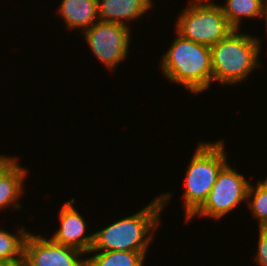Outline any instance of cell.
<instances>
[{
  "label": "cell",
  "mask_w": 267,
  "mask_h": 266,
  "mask_svg": "<svg viewBox=\"0 0 267 266\" xmlns=\"http://www.w3.org/2000/svg\"><path fill=\"white\" fill-rule=\"evenodd\" d=\"M254 260L257 266H267V228H258Z\"/></svg>",
  "instance_id": "obj_17"
},
{
  "label": "cell",
  "mask_w": 267,
  "mask_h": 266,
  "mask_svg": "<svg viewBox=\"0 0 267 266\" xmlns=\"http://www.w3.org/2000/svg\"><path fill=\"white\" fill-rule=\"evenodd\" d=\"M147 257L132 251H89L85 266H145Z\"/></svg>",
  "instance_id": "obj_14"
},
{
  "label": "cell",
  "mask_w": 267,
  "mask_h": 266,
  "mask_svg": "<svg viewBox=\"0 0 267 266\" xmlns=\"http://www.w3.org/2000/svg\"><path fill=\"white\" fill-rule=\"evenodd\" d=\"M55 13L66 30H79L81 34L99 21L97 0H61Z\"/></svg>",
  "instance_id": "obj_12"
},
{
  "label": "cell",
  "mask_w": 267,
  "mask_h": 266,
  "mask_svg": "<svg viewBox=\"0 0 267 266\" xmlns=\"http://www.w3.org/2000/svg\"><path fill=\"white\" fill-rule=\"evenodd\" d=\"M186 4L177 13L174 27L183 38L211 47L233 30L217 1L188 0Z\"/></svg>",
  "instance_id": "obj_5"
},
{
  "label": "cell",
  "mask_w": 267,
  "mask_h": 266,
  "mask_svg": "<svg viewBox=\"0 0 267 266\" xmlns=\"http://www.w3.org/2000/svg\"><path fill=\"white\" fill-rule=\"evenodd\" d=\"M263 25H265L264 26V28L263 29H265V35H266V37H267V10H266V21H265V24H263ZM267 39V38H266ZM267 54V53H266Z\"/></svg>",
  "instance_id": "obj_20"
},
{
  "label": "cell",
  "mask_w": 267,
  "mask_h": 266,
  "mask_svg": "<svg viewBox=\"0 0 267 266\" xmlns=\"http://www.w3.org/2000/svg\"><path fill=\"white\" fill-rule=\"evenodd\" d=\"M26 225L15 229V233L0 226V261L23 260L24 243L30 232Z\"/></svg>",
  "instance_id": "obj_15"
},
{
  "label": "cell",
  "mask_w": 267,
  "mask_h": 266,
  "mask_svg": "<svg viewBox=\"0 0 267 266\" xmlns=\"http://www.w3.org/2000/svg\"><path fill=\"white\" fill-rule=\"evenodd\" d=\"M20 157L0 154V214L9 208L22 211L23 205L20 201L25 195V184L30 171L21 165Z\"/></svg>",
  "instance_id": "obj_10"
},
{
  "label": "cell",
  "mask_w": 267,
  "mask_h": 266,
  "mask_svg": "<svg viewBox=\"0 0 267 266\" xmlns=\"http://www.w3.org/2000/svg\"><path fill=\"white\" fill-rule=\"evenodd\" d=\"M251 34L233 29L210 47L214 83L221 87L241 85L263 66L260 56L264 51L263 38Z\"/></svg>",
  "instance_id": "obj_3"
},
{
  "label": "cell",
  "mask_w": 267,
  "mask_h": 266,
  "mask_svg": "<svg viewBox=\"0 0 267 266\" xmlns=\"http://www.w3.org/2000/svg\"><path fill=\"white\" fill-rule=\"evenodd\" d=\"M237 170L229 162L221 169L207 200L186 223L192 222L196 217L200 220L212 218L219 223V220L225 219L227 215L229 217L231 212L246 203L251 181Z\"/></svg>",
  "instance_id": "obj_6"
},
{
  "label": "cell",
  "mask_w": 267,
  "mask_h": 266,
  "mask_svg": "<svg viewBox=\"0 0 267 266\" xmlns=\"http://www.w3.org/2000/svg\"><path fill=\"white\" fill-rule=\"evenodd\" d=\"M256 183V184H255ZM251 182L247 195V208L257 228H267V189L258 181Z\"/></svg>",
  "instance_id": "obj_16"
},
{
  "label": "cell",
  "mask_w": 267,
  "mask_h": 266,
  "mask_svg": "<svg viewBox=\"0 0 267 266\" xmlns=\"http://www.w3.org/2000/svg\"><path fill=\"white\" fill-rule=\"evenodd\" d=\"M132 28L118 23L97 21L81 35L88 51L108 72L117 71V66L129 59Z\"/></svg>",
  "instance_id": "obj_7"
},
{
  "label": "cell",
  "mask_w": 267,
  "mask_h": 266,
  "mask_svg": "<svg viewBox=\"0 0 267 266\" xmlns=\"http://www.w3.org/2000/svg\"><path fill=\"white\" fill-rule=\"evenodd\" d=\"M257 181L267 189V177H264L263 179L261 178L259 180L257 179Z\"/></svg>",
  "instance_id": "obj_19"
},
{
  "label": "cell",
  "mask_w": 267,
  "mask_h": 266,
  "mask_svg": "<svg viewBox=\"0 0 267 266\" xmlns=\"http://www.w3.org/2000/svg\"><path fill=\"white\" fill-rule=\"evenodd\" d=\"M75 198L65 201L59 209L58 219L59 226L49 235L55 243L75 248L85 255L92 250L94 243V233L87 232L88 220L80 214ZM89 233V234H88Z\"/></svg>",
  "instance_id": "obj_9"
},
{
  "label": "cell",
  "mask_w": 267,
  "mask_h": 266,
  "mask_svg": "<svg viewBox=\"0 0 267 266\" xmlns=\"http://www.w3.org/2000/svg\"><path fill=\"white\" fill-rule=\"evenodd\" d=\"M172 194L171 191L159 193L136 213L117 218L97 232L92 231L91 251H132L147 257L151 244H154L155 232L161 228L162 212L173 199Z\"/></svg>",
  "instance_id": "obj_1"
},
{
  "label": "cell",
  "mask_w": 267,
  "mask_h": 266,
  "mask_svg": "<svg viewBox=\"0 0 267 266\" xmlns=\"http://www.w3.org/2000/svg\"><path fill=\"white\" fill-rule=\"evenodd\" d=\"M38 234V235H37ZM47 233L29 232L24 243L25 266H85V254L55 243Z\"/></svg>",
  "instance_id": "obj_8"
},
{
  "label": "cell",
  "mask_w": 267,
  "mask_h": 266,
  "mask_svg": "<svg viewBox=\"0 0 267 266\" xmlns=\"http://www.w3.org/2000/svg\"><path fill=\"white\" fill-rule=\"evenodd\" d=\"M219 4L233 29L243 30V20L266 21L267 4L263 0H224ZM257 18V19H256Z\"/></svg>",
  "instance_id": "obj_13"
},
{
  "label": "cell",
  "mask_w": 267,
  "mask_h": 266,
  "mask_svg": "<svg viewBox=\"0 0 267 266\" xmlns=\"http://www.w3.org/2000/svg\"><path fill=\"white\" fill-rule=\"evenodd\" d=\"M186 165L183 191L185 222L207 200L221 169L228 163L229 155L225 138L216 141H199Z\"/></svg>",
  "instance_id": "obj_4"
},
{
  "label": "cell",
  "mask_w": 267,
  "mask_h": 266,
  "mask_svg": "<svg viewBox=\"0 0 267 266\" xmlns=\"http://www.w3.org/2000/svg\"><path fill=\"white\" fill-rule=\"evenodd\" d=\"M155 3V0H97L99 21L132 28V23L141 21L143 16L148 15L146 13L154 10Z\"/></svg>",
  "instance_id": "obj_11"
},
{
  "label": "cell",
  "mask_w": 267,
  "mask_h": 266,
  "mask_svg": "<svg viewBox=\"0 0 267 266\" xmlns=\"http://www.w3.org/2000/svg\"><path fill=\"white\" fill-rule=\"evenodd\" d=\"M0 266H25L24 259L18 261H0Z\"/></svg>",
  "instance_id": "obj_18"
},
{
  "label": "cell",
  "mask_w": 267,
  "mask_h": 266,
  "mask_svg": "<svg viewBox=\"0 0 267 266\" xmlns=\"http://www.w3.org/2000/svg\"><path fill=\"white\" fill-rule=\"evenodd\" d=\"M170 46L161 55L159 68L169 84L183 87L192 95H202L213 84L211 50L183 38L175 30Z\"/></svg>",
  "instance_id": "obj_2"
}]
</instances>
